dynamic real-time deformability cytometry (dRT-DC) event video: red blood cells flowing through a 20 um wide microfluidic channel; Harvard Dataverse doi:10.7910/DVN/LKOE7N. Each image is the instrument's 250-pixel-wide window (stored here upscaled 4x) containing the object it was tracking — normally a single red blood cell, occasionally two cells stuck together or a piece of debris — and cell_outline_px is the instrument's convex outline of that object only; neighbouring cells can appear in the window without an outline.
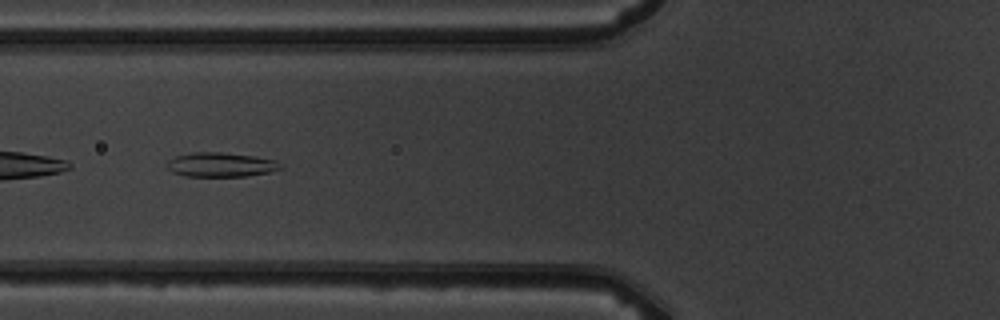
{"species": "common noctule bat (a hibernating species)", "species_latin": "Nyctalus noctula", "temperature_condition": "warm", "stored_images_in_passage": 6, "camera_frame_rate_fps": 3000, "um_per_image_px": 0.085, "animal": {"sex": "male", "body_mass_g": 19.5, "forearm_length_mm": 54.6}, "frame": {"image": 1, "passage_image": 6, "time_ms": 5.667, "image_size_px": [1000, 320], "cell_outline_px": [[280, 168], [268, 172], [248, 176], [184, 176], [172, 172], [168, 168], [168, 160], [176, 156], [192, 152], [220, 152], [252, 156], [276, 160]], "centroid_in_image_um": [18.71, 14.0], "position_along_channel_um": 107.1, "area_um2": 15.84}}